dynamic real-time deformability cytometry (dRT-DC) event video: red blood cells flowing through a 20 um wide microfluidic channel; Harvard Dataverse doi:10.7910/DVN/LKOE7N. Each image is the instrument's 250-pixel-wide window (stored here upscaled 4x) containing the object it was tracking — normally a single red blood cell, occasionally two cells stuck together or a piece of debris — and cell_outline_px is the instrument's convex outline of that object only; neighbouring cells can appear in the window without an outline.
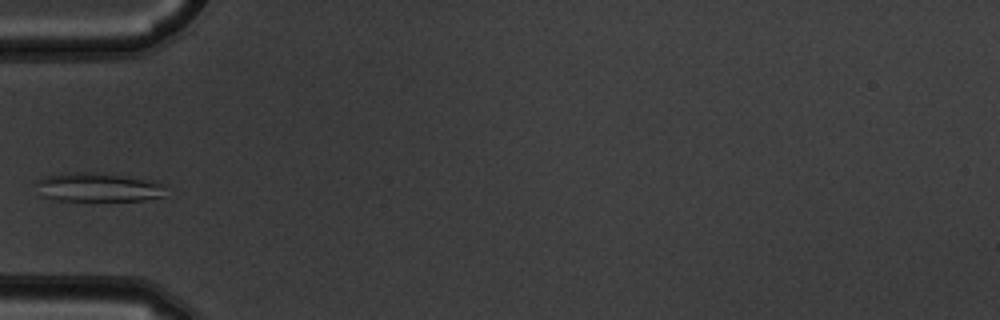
{"species": "common noctule bat (a hibernating species)", "species_latin": "Nyctalus noctula", "temperature_condition": "warm", "stored_images_in_passage": 4, "camera_frame_rate_fps": 3000, "um_per_image_px": 0.085, "animal": {"sex": "male", "body_mass_g": 19.5, "forearm_length_mm": 54.6}, "frame": {"image": 1, "passage_image": 3, "time_ms": 0.667, "image_size_px": [1000, 320], "cell_outline_px": [[168, 184], [164, 196], [144, 200], [52, 200], [44, 196], [36, 180], [44, 176], [72, 172], [92, 172], [156, 180]], "centroid_in_image_um": [8.45, 15.91], "position_along_channel_um": 76.5, "area_um2": 21.85}}
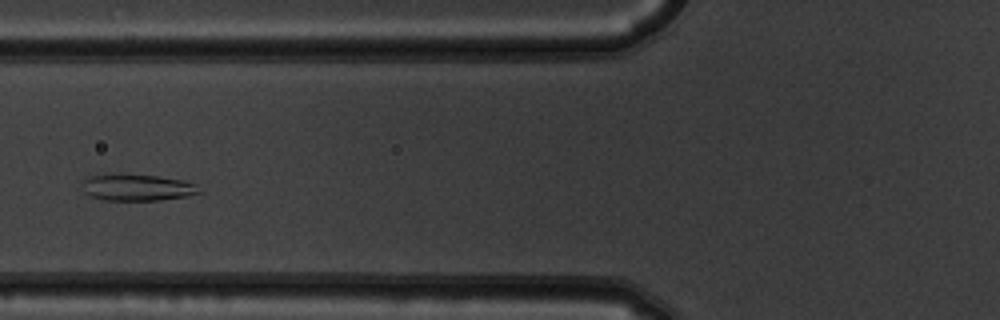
{"frame": {"image": 2, "passage_image": 4, "time_ms": 1.0, "image_size_px": [1000, 320], "cell_outline_px": [[200, 192], [184, 196], [160, 200], [104, 200], [88, 196], [84, 192], [84, 180], [88, 176], [96, 172], [156, 176], [180, 180], [196, 184]], "centroid_in_image_um": [11.54, 15.91], "position_along_channel_um": 114.3, "area_um2": 18.21}}